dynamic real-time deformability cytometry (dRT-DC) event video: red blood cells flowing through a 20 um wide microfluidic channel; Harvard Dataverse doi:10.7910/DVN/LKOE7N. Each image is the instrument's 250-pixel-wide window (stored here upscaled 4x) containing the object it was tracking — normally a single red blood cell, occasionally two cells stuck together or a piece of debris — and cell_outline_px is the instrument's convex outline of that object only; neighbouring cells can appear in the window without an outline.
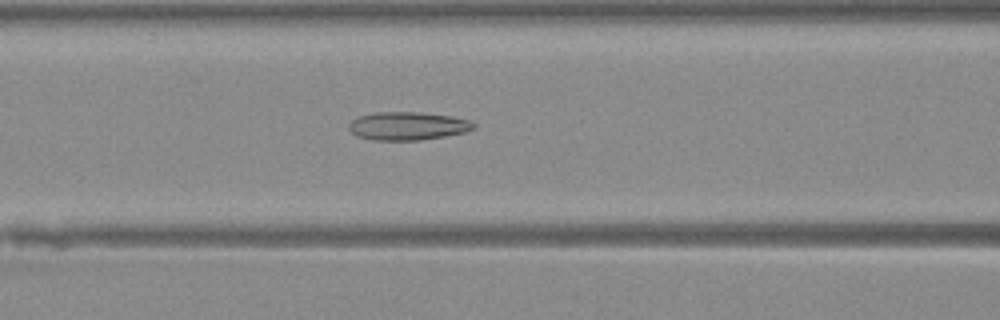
{"species": "Egyptian fruit bat (a non-hibernating species)", "species_latin": "Rousettus aegyptiacus", "temperature_condition": "warm", "stored_images_in_passage": 39, "camera_frame_rate_fps": 3000, "um_per_image_px": 0.085, "animal": {"sex": "female"}, "frame": {"image": 1, "passage_image": 11, "time_ms": 3.333, "image_size_px": [1000, 320], "cell_outline_px": [[476, 128], [464, 132], [444, 136], [420, 140], [372, 140], [356, 136], [348, 128], [348, 124], [352, 120], [360, 116], [376, 112], [416, 112], [452, 116], [468, 120], [476, 124]], "centroid_in_image_um": [34.64, 10.71], "position_along_channel_um": 132.0, "area_um2": 20.46}}
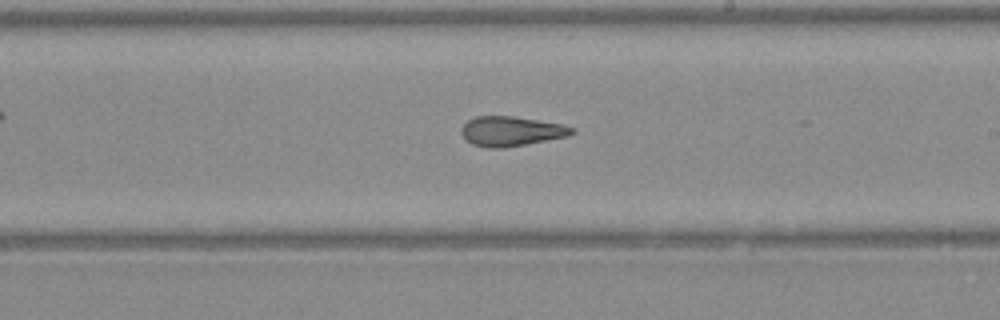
{"frame": {"image": 2, "passage_image": 19, "time_ms": 6.0, "image_size_px": [1000, 320], "cell_outline_px": [[576, 132], [568, 136], [524, 144], [500, 148], [488, 148], [472, 144], [460, 132], [460, 128], [468, 120], [476, 116], [512, 116], [564, 124], [576, 128]], "centroid_in_image_um": [43.47, 11.14], "position_along_channel_um": 245.5, "area_um2": 19.07}}
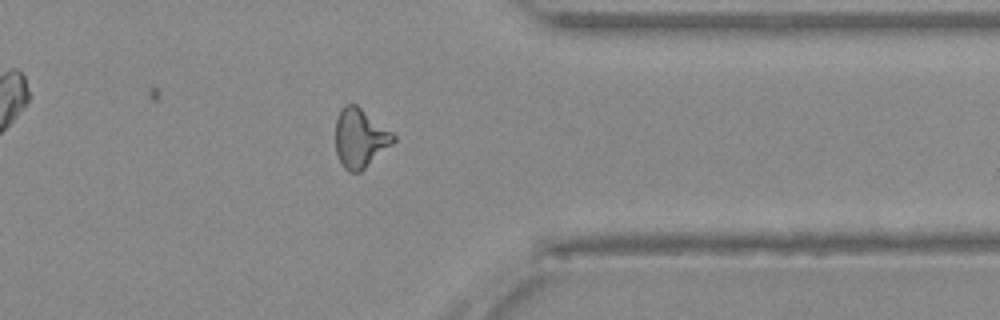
{"frame": {"image": 3, "passage_image": 29, "time_ms": 9.333, "image_size_px": [1000, 320], "cell_outline_px": [[396, 140], [392, 144], [360, 172], [348, 172], [344, 168], [336, 152], [336, 120], [344, 104], [356, 104], [392, 132], [396, 136]], "centroid_in_image_um": [30.6, 11.74], "position_along_channel_um": 380.8, "area_um2": 19.65}}